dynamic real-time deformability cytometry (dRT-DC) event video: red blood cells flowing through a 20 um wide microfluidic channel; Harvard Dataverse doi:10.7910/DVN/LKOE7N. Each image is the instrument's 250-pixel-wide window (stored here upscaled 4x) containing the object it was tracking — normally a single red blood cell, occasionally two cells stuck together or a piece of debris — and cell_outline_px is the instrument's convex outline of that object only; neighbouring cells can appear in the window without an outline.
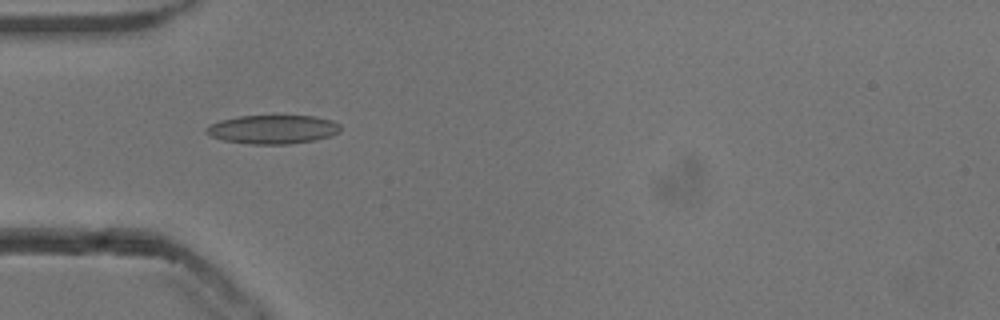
{"species": "common noctule bat (a hibernating species)", "species_latin": "Nyctalus noctula", "temperature_condition": "cold", "stored_images_in_passage": 38, "camera_frame_rate_fps": 3000, "um_per_image_px": 0.085, "animal": {"sex": "male", "body_mass_g": 13.3}, "frame": {"image": 1, "passage_image": 1, "time_ms": 0.0, "image_size_px": [1000, 320], "cell_outline_px": [[340, 132], [332, 136], [316, 140], [288, 144], [248, 144], [224, 140], [212, 136], [204, 132], [204, 128], [208, 124], [220, 120], [240, 116], [312, 116], [332, 120], [340, 124]], "centroid_in_image_um": [23.18, 11.0], "position_along_channel_um": 61.8, "area_um2": 22.66}}
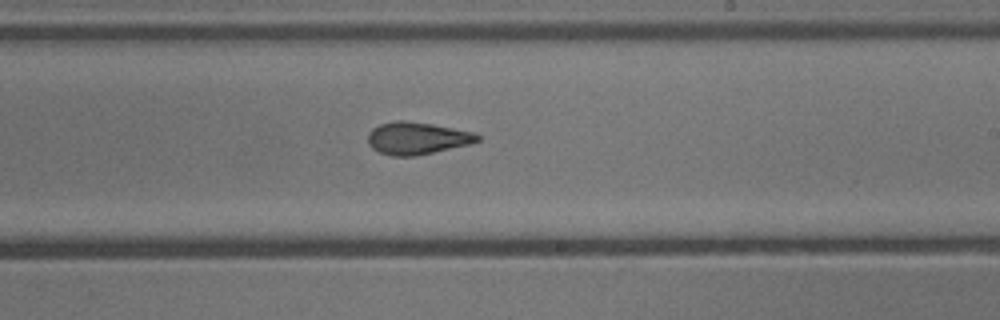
{"frame": {"image": 2, "passage_image": 16, "time_ms": 5.0, "image_size_px": [1000, 320], "cell_outline_px": [[480, 140], [472, 144], [416, 156], [392, 156], [380, 152], [372, 148], [368, 144], [368, 132], [372, 128], [380, 124], [396, 120], [404, 120], [432, 124], [476, 132], [480, 136]], "centroid_in_image_um": [35.47, 11.75], "position_along_channel_um": 253.5, "area_um2": 20.87}}
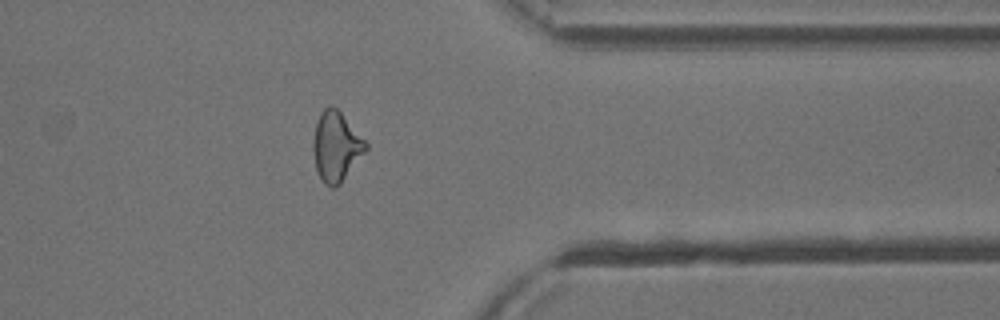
{"frame": {"image": 3, "passage_image": 27, "time_ms": 8.667, "image_size_px": [1000, 320], "cell_outline_px": [[368, 148], [340, 184], [336, 188], [332, 188], [324, 184], [316, 168], [312, 152], [312, 144], [316, 124], [320, 112], [328, 104], [332, 104], [340, 112], [368, 144]], "centroid_in_image_um": [28.55, 12.46], "position_along_channel_um": 382.9, "area_um2": 21.27}, "authors_computed_cell_mechanics": {"area_um2": 20.9236, "velocity_mm_per_s": 3.8573, "shape_relaxation_time_tau1_ms": 6.076, "shape_relaxation_time_tau2_ms": 2.3419, "deformation_change_tau1": 0.1633, "deformation_change_tau2": 0.0983}}